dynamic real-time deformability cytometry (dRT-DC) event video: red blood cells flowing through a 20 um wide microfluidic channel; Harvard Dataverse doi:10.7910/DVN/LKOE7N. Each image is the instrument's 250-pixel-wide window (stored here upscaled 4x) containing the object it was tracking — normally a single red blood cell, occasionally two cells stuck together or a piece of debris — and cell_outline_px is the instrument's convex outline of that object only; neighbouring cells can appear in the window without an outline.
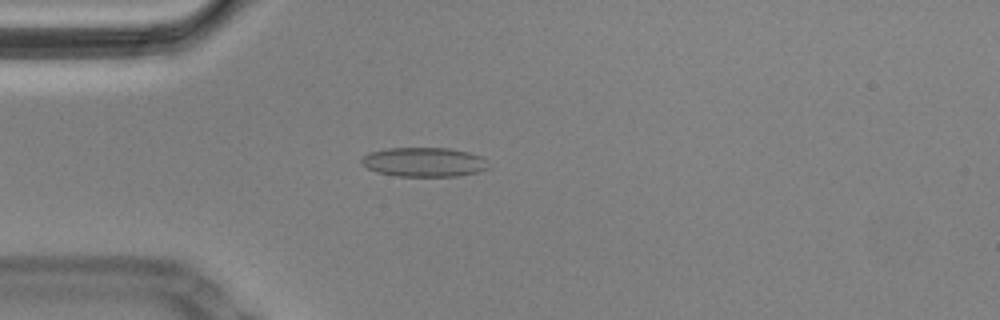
{"species": "Egyptian fruit bat (a non-hibernating species)", "species_latin": "Rousettus aegyptiacus", "temperature_condition": "cold", "stored_images_in_passage": 57, "segment_of_instrument_passage": [1, 2], "camera_frame_rate_fps": 3000, "um_per_image_px": 0.085, "animal": {"sex": "male"}, "frame": {"image": 1, "passage_image": 15, "time_ms": 4.667, "image_size_px": [1000, 320], "cell_outline_px": [[488, 168], [476, 172], [456, 176], [396, 176], [376, 172], [368, 168], [360, 160], [368, 152], [388, 148], [448, 148], [468, 152], [480, 156], [488, 160]], "centroid_in_image_um": [36.04, 13.77], "position_along_channel_um": 49.0, "area_um2": 21.62}}
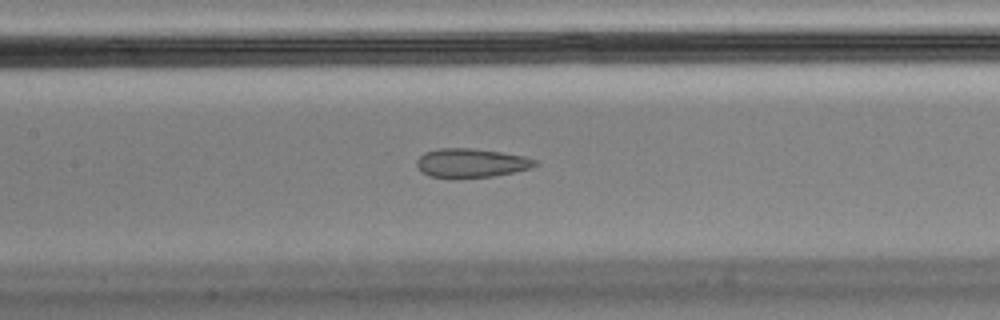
{"frame": {"image": 2, "passage_image": 26, "time_ms": 8.333, "image_size_px": [1000, 320], "cell_outline_px": [[540, 164], [532, 168], [492, 176], [452, 180], [428, 176], [420, 172], [416, 164], [416, 160], [424, 152], [436, 148], [472, 148], [500, 152], [524, 156], [536, 160]], "centroid_in_image_um": [39.99, 13.88], "position_along_channel_um": 167.4, "area_um2": 20.58}}
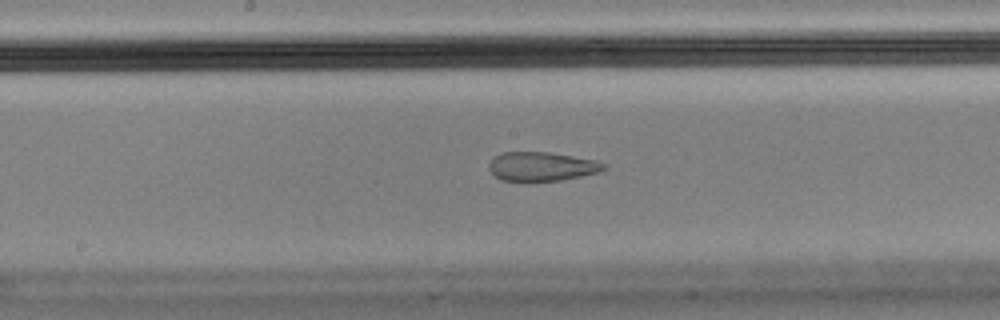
{"frame": {"image": 3, "passage_image": 29, "time_ms": 9.333, "image_size_px": [1000, 320], "cell_outline_px": [[608, 168], [600, 172], [560, 180], [524, 184], [500, 180], [488, 168], [488, 164], [496, 156], [504, 152], [548, 152], [596, 160], [608, 164]], "centroid_in_image_um": [46.05, 14.19], "position_along_channel_um": 202.2, "area_um2": 20.06}}